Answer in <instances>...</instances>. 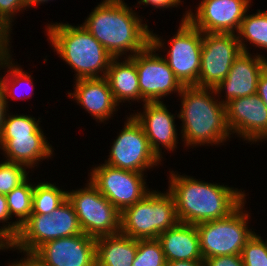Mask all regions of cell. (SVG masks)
<instances>
[{
  "label": "cell",
  "instance_id": "obj_23",
  "mask_svg": "<svg viewBox=\"0 0 267 266\" xmlns=\"http://www.w3.org/2000/svg\"><path fill=\"white\" fill-rule=\"evenodd\" d=\"M53 221L50 214H31L10 243L17 249L35 252L53 240Z\"/></svg>",
  "mask_w": 267,
  "mask_h": 266
},
{
  "label": "cell",
  "instance_id": "obj_2",
  "mask_svg": "<svg viewBox=\"0 0 267 266\" xmlns=\"http://www.w3.org/2000/svg\"><path fill=\"white\" fill-rule=\"evenodd\" d=\"M131 6L124 0H101L82 23L113 58L132 57L151 44L150 27Z\"/></svg>",
  "mask_w": 267,
  "mask_h": 266
},
{
  "label": "cell",
  "instance_id": "obj_42",
  "mask_svg": "<svg viewBox=\"0 0 267 266\" xmlns=\"http://www.w3.org/2000/svg\"><path fill=\"white\" fill-rule=\"evenodd\" d=\"M49 1H53V0H25L26 2V7L28 9L30 8H35L36 6H40L41 4H45V3H49Z\"/></svg>",
  "mask_w": 267,
  "mask_h": 266
},
{
  "label": "cell",
  "instance_id": "obj_35",
  "mask_svg": "<svg viewBox=\"0 0 267 266\" xmlns=\"http://www.w3.org/2000/svg\"><path fill=\"white\" fill-rule=\"evenodd\" d=\"M204 266H244V264L241 255H224L205 259Z\"/></svg>",
  "mask_w": 267,
  "mask_h": 266
},
{
  "label": "cell",
  "instance_id": "obj_11",
  "mask_svg": "<svg viewBox=\"0 0 267 266\" xmlns=\"http://www.w3.org/2000/svg\"><path fill=\"white\" fill-rule=\"evenodd\" d=\"M92 166L88 170L90 182L120 212L134 205L152 190L147 185V173L119 169L105 163Z\"/></svg>",
  "mask_w": 267,
  "mask_h": 266
},
{
  "label": "cell",
  "instance_id": "obj_38",
  "mask_svg": "<svg viewBox=\"0 0 267 266\" xmlns=\"http://www.w3.org/2000/svg\"><path fill=\"white\" fill-rule=\"evenodd\" d=\"M256 94L261 98V101L267 107V67L259 76Z\"/></svg>",
  "mask_w": 267,
  "mask_h": 266
},
{
  "label": "cell",
  "instance_id": "obj_21",
  "mask_svg": "<svg viewBox=\"0 0 267 266\" xmlns=\"http://www.w3.org/2000/svg\"><path fill=\"white\" fill-rule=\"evenodd\" d=\"M105 78L119 106L125 102L140 103L138 72L131 57L112 58Z\"/></svg>",
  "mask_w": 267,
  "mask_h": 266
},
{
  "label": "cell",
  "instance_id": "obj_7",
  "mask_svg": "<svg viewBox=\"0 0 267 266\" xmlns=\"http://www.w3.org/2000/svg\"><path fill=\"white\" fill-rule=\"evenodd\" d=\"M179 222L172 194L151 190L141 200L121 212V233L133 239H158Z\"/></svg>",
  "mask_w": 267,
  "mask_h": 266
},
{
  "label": "cell",
  "instance_id": "obj_22",
  "mask_svg": "<svg viewBox=\"0 0 267 266\" xmlns=\"http://www.w3.org/2000/svg\"><path fill=\"white\" fill-rule=\"evenodd\" d=\"M137 239L121 232L96 238V266H132Z\"/></svg>",
  "mask_w": 267,
  "mask_h": 266
},
{
  "label": "cell",
  "instance_id": "obj_28",
  "mask_svg": "<svg viewBox=\"0 0 267 266\" xmlns=\"http://www.w3.org/2000/svg\"><path fill=\"white\" fill-rule=\"evenodd\" d=\"M53 218V240L82 234L73 205L66 199L51 214Z\"/></svg>",
  "mask_w": 267,
  "mask_h": 266
},
{
  "label": "cell",
  "instance_id": "obj_37",
  "mask_svg": "<svg viewBox=\"0 0 267 266\" xmlns=\"http://www.w3.org/2000/svg\"><path fill=\"white\" fill-rule=\"evenodd\" d=\"M7 250H9V251L13 250V251H16L17 254L21 253V255H24L22 258L21 257L19 258L20 260H18V258H17L16 260L13 259V262L8 261L7 266H29V252L28 251H23V250L17 249L10 242L5 243V244H0V251H4V252L6 251L7 252Z\"/></svg>",
  "mask_w": 267,
  "mask_h": 266
},
{
  "label": "cell",
  "instance_id": "obj_10",
  "mask_svg": "<svg viewBox=\"0 0 267 266\" xmlns=\"http://www.w3.org/2000/svg\"><path fill=\"white\" fill-rule=\"evenodd\" d=\"M123 128L113 139V145L104 163L119 169L146 173L162 166L161 160L152 151L141 125L130 114L125 115Z\"/></svg>",
  "mask_w": 267,
  "mask_h": 266
},
{
  "label": "cell",
  "instance_id": "obj_31",
  "mask_svg": "<svg viewBox=\"0 0 267 266\" xmlns=\"http://www.w3.org/2000/svg\"><path fill=\"white\" fill-rule=\"evenodd\" d=\"M255 232L245 243L241 256L244 266H267V239Z\"/></svg>",
  "mask_w": 267,
  "mask_h": 266
},
{
  "label": "cell",
  "instance_id": "obj_27",
  "mask_svg": "<svg viewBox=\"0 0 267 266\" xmlns=\"http://www.w3.org/2000/svg\"><path fill=\"white\" fill-rule=\"evenodd\" d=\"M31 179V177L28 178L24 183L5 195L11 219L13 220L15 216L16 218L14 219L16 220L14 221L19 227H21L32 214L35 182H33V184Z\"/></svg>",
  "mask_w": 267,
  "mask_h": 266
},
{
  "label": "cell",
  "instance_id": "obj_19",
  "mask_svg": "<svg viewBox=\"0 0 267 266\" xmlns=\"http://www.w3.org/2000/svg\"><path fill=\"white\" fill-rule=\"evenodd\" d=\"M73 92L68 91L71 98L82 109L89 113L98 124H106L120 106L115 102L109 83L104 78L78 79L74 80Z\"/></svg>",
  "mask_w": 267,
  "mask_h": 266
},
{
  "label": "cell",
  "instance_id": "obj_29",
  "mask_svg": "<svg viewBox=\"0 0 267 266\" xmlns=\"http://www.w3.org/2000/svg\"><path fill=\"white\" fill-rule=\"evenodd\" d=\"M132 266H167L158 239H137V252Z\"/></svg>",
  "mask_w": 267,
  "mask_h": 266
},
{
  "label": "cell",
  "instance_id": "obj_24",
  "mask_svg": "<svg viewBox=\"0 0 267 266\" xmlns=\"http://www.w3.org/2000/svg\"><path fill=\"white\" fill-rule=\"evenodd\" d=\"M23 69L24 68H22V65L16 62L12 57L0 68V84L3 89L5 103L7 104L8 109L10 106V98L11 101L23 99L26 100L34 95V77H32L33 75H31V72H26ZM2 72L4 73V75H2ZM25 86L30 89V92L27 91L28 89L25 91ZM24 91L26 92L25 94L23 93Z\"/></svg>",
  "mask_w": 267,
  "mask_h": 266
},
{
  "label": "cell",
  "instance_id": "obj_3",
  "mask_svg": "<svg viewBox=\"0 0 267 266\" xmlns=\"http://www.w3.org/2000/svg\"><path fill=\"white\" fill-rule=\"evenodd\" d=\"M178 97L181 100L177 113L182 122L179 127L182 147H219L231 141L226 106L218 100L214 89L184 86Z\"/></svg>",
  "mask_w": 267,
  "mask_h": 266
},
{
  "label": "cell",
  "instance_id": "obj_39",
  "mask_svg": "<svg viewBox=\"0 0 267 266\" xmlns=\"http://www.w3.org/2000/svg\"><path fill=\"white\" fill-rule=\"evenodd\" d=\"M8 110H11V109H8L7 104L5 103L3 89L0 84V135L2 132V128H3V122H4V119L6 117Z\"/></svg>",
  "mask_w": 267,
  "mask_h": 266
},
{
  "label": "cell",
  "instance_id": "obj_14",
  "mask_svg": "<svg viewBox=\"0 0 267 266\" xmlns=\"http://www.w3.org/2000/svg\"><path fill=\"white\" fill-rule=\"evenodd\" d=\"M252 0H200L188 9L187 20L203 33L237 34Z\"/></svg>",
  "mask_w": 267,
  "mask_h": 266
},
{
  "label": "cell",
  "instance_id": "obj_20",
  "mask_svg": "<svg viewBox=\"0 0 267 266\" xmlns=\"http://www.w3.org/2000/svg\"><path fill=\"white\" fill-rule=\"evenodd\" d=\"M166 262L203 260L196 225L178 222L158 237Z\"/></svg>",
  "mask_w": 267,
  "mask_h": 266
},
{
  "label": "cell",
  "instance_id": "obj_32",
  "mask_svg": "<svg viewBox=\"0 0 267 266\" xmlns=\"http://www.w3.org/2000/svg\"><path fill=\"white\" fill-rule=\"evenodd\" d=\"M10 213L7 206V199L4 194H0V244L11 242L18 234L20 227L15 221H10Z\"/></svg>",
  "mask_w": 267,
  "mask_h": 266
},
{
  "label": "cell",
  "instance_id": "obj_15",
  "mask_svg": "<svg viewBox=\"0 0 267 266\" xmlns=\"http://www.w3.org/2000/svg\"><path fill=\"white\" fill-rule=\"evenodd\" d=\"M225 106L233 138L237 135L250 145L267 140V107L257 94L230 100Z\"/></svg>",
  "mask_w": 267,
  "mask_h": 266
},
{
  "label": "cell",
  "instance_id": "obj_1",
  "mask_svg": "<svg viewBox=\"0 0 267 266\" xmlns=\"http://www.w3.org/2000/svg\"><path fill=\"white\" fill-rule=\"evenodd\" d=\"M169 170L167 190L175 200L176 215L182 223L196 225L227 217L247 200L249 195L243 188L206 182Z\"/></svg>",
  "mask_w": 267,
  "mask_h": 266
},
{
  "label": "cell",
  "instance_id": "obj_6",
  "mask_svg": "<svg viewBox=\"0 0 267 266\" xmlns=\"http://www.w3.org/2000/svg\"><path fill=\"white\" fill-rule=\"evenodd\" d=\"M187 16L188 10L184 12L177 31L168 41L151 29V45L156 51L167 53L162 57L183 86H198L203 32L194 27Z\"/></svg>",
  "mask_w": 267,
  "mask_h": 266
},
{
  "label": "cell",
  "instance_id": "obj_4",
  "mask_svg": "<svg viewBox=\"0 0 267 266\" xmlns=\"http://www.w3.org/2000/svg\"><path fill=\"white\" fill-rule=\"evenodd\" d=\"M45 36L53 52L74 71V80L106 77L113 57L82 24L50 22Z\"/></svg>",
  "mask_w": 267,
  "mask_h": 266
},
{
  "label": "cell",
  "instance_id": "obj_25",
  "mask_svg": "<svg viewBox=\"0 0 267 266\" xmlns=\"http://www.w3.org/2000/svg\"><path fill=\"white\" fill-rule=\"evenodd\" d=\"M256 11L252 14H249L251 13L249 10L246 12L237 32L238 41L242 52L249 53L251 51L249 49L254 47V50L258 48L267 53V11L260 9ZM248 44L251 47H248Z\"/></svg>",
  "mask_w": 267,
  "mask_h": 266
},
{
  "label": "cell",
  "instance_id": "obj_34",
  "mask_svg": "<svg viewBox=\"0 0 267 266\" xmlns=\"http://www.w3.org/2000/svg\"><path fill=\"white\" fill-rule=\"evenodd\" d=\"M11 34L13 33L0 23V68L13 56Z\"/></svg>",
  "mask_w": 267,
  "mask_h": 266
},
{
  "label": "cell",
  "instance_id": "obj_12",
  "mask_svg": "<svg viewBox=\"0 0 267 266\" xmlns=\"http://www.w3.org/2000/svg\"><path fill=\"white\" fill-rule=\"evenodd\" d=\"M131 58L135 61L138 72L141 105L145 102H164V98L173 93L178 97L184 86L162 54L151 44Z\"/></svg>",
  "mask_w": 267,
  "mask_h": 266
},
{
  "label": "cell",
  "instance_id": "obj_5",
  "mask_svg": "<svg viewBox=\"0 0 267 266\" xmlns=\"http://www.w3.org/2000/svg\"><path fill=\"white\" fill-rule=\"evenodd\" d=\"M40 120V117L37 119L27 113L13 114L8 110L0 135L3 160L20 163L33 171L45 159L54 158V148L47 140Z\"/></svg>",
  "mask_w": 267,
  "mask_h": 266
},
{
  "label": "cell",
  "instance_id": "obj_33",
  "mask_svg": "<svg viewBox=\"0 0 267 266\" xmlns=\"http://www.w3.org/2000/svg\"><path fill=\"white\" fill-rule=\"evenodd\" d=\"M26 9L25 0H0V23L13 32L14 20Z\"/></svg>",
  "mask_w": 267,
  "mask_h": 266
},
{
  "label": "cell",
  "instance_id": "obj_8",
  "mask_svg": "<svg viewBox=\"0 0 267 266\" xmlns=\"http://www.w3.org/2000/svg\"><path fill=\"white\" fill-rule=\"evenodd\" d=\"M245 200L229 216L196 224L203 260L214 256L241 255L245 243L255 233L249 227L251 213ZM253 229V231H252Z\"/></svg>",
  "mask_w": 267,
  "mask_h": 266
},
{
  "label": "cell",
  "instance_id": "obj_18",
  "mask_svg": "<svg viewBox=\"0 0 267 266\" xmlns=\"http://www.w3.org/2000/svg\"><path fill=\"white\" fill-rule=\"evenodd\" d=\"M34 253L49 266H96V238L85 233L58 238Z\"/></svg>",
  "mask_w": 267,
  "mask_h": 266
},
{
  "label": "cell",
  "instance_id": "obj_17",
  "mask_svg": "<svg viewBox=\"0 0 267 266\" xmlns=\"http://www.w3.org/2000/svg\"><path fill=\"white\" fill-rule=\"evenodd\" d=\"M261 53L241 52L235 59L227 77L214 89L221 103L257 93L259 76L267 67V56Z\"/></svg>",
  "mask_w": 267,
  "mask_h": 266
},
{
  "label": "cell",
  "instance_id": "obj_13",
  "mask_svg": "<svg viewBox=\"0 0 267 266\" xmlns=\"http://www.w3.org/2000/svg\"><path fill=\"white\" fill-rule=\"evenodd\" d=\"M241 52L237 34L203 33L198 87L215 89Z\"/></svg>",
  "mask_w": 267,
  "mask_h": 266
},
{
  "label": "cell",
  "instance_id": "obj_26",
  "mask_svg": "<svg viewBox=\"0 0 267 266\" xmlns=\"http://www.w3.org/2000/svg\"><path fill=\"white\" fill-rule=\"evenodd\" d=\"M58 184L50 181L35 183L32 214H51L67 199V189L60 188Z\"/></svg>",
  "mask_w": 267,
  "mask_h": 266
},
{
  "label": "cell",
  "instance_id": "obj_9",
  "mask_svg": "<svg viewBox=\"0 0 267 266\" xmlns=\"http://www.w3.org/2000/svg\"><path fill=\"white\" fill-rule=\"evenodd\" d=\"M67 199L73 205L80 228L86 235L97 238L121 231V212L89 179L85 186L67 190Z\"/></svg>",
  "mask_w": 267,
  "mask_h": 266
},
{
  "label": "cell",
  "instance_id": "obj_41",
  "mask_svg": "<svg viewBox=\"0 0 267 266\" xmlns=\"http://www.w3.org/2000/svg\"><path fill=\"white\" fill-rule=\"evenodd\" d=\"M29 266H49L34 252H29Z\"/></svg>",
  "mask_w": 267,
  "mask_h": 266
},
{
  "label": "cell",
  "instance_id": "obj_16",
  "mask_svg": "<svg viewBox=\"0 0 267 266\" xmlns=\"http://www.w3.org/2000/svg\"><path fill=\"white\" fill-rule=\"evenodd\" d=\"M164 103L145 102L140 108L143 110L131 113L145 132L152 151L161 161H164L163 155L166 150L170 153L176 152L179 144L178 129L175 124V119L179 118L178 114L170 112L169 106Z\"/></svg>",
  "mask_w": 267,
  "mask_h": 266
},
{
  "label": "cell",
  "instance_id": "obj_36",
  "mask_svg": "<svg viewBox=\"0 0 267 266\" xmlns=\"http://www.w3.org/2000/svg\"><path fill=\"white\" fill-rule=\"evenodd\" d=\"M138 3H136L138 6H135V10L140 7L141 5H144V7L151 6L154 10L157 9H162V11L166 9H172V8H177L184 4V0H138Z\"/></svg>",
  "mask_w": 267,
  "mask_h": 266
},
{
  "label": "cell",
  "instance_id": "obj_30",
  "mask_svg": "<svg viewBox=\"0 0 267 266\" xmlns=\"http://www.w3.org/2000/svg\"><path fill=\"white\" fill-rule=\"evenodd\" d=\"M29 173H31L30 169L25 165L2 160L0 162V194L6 195L24 183L30 177Z\"/></svg>",
  "mask_w": 267,
  "mask_h": 266
},
{
  "label": "cell",
  "instance_id": "obj_40",
  "mask_svg": "<svg viewBox=\"0 0 267 266\" xmlns=\"http://www.w3.org/2000/svg\"><path fill=\"white\" fill-rule=\"evenodd\" d=\"M167 266H204V260H179L167 262Z\"/></svg>",
  "mask_w": 267,
  "mask_h": 266
}]
</instances>
